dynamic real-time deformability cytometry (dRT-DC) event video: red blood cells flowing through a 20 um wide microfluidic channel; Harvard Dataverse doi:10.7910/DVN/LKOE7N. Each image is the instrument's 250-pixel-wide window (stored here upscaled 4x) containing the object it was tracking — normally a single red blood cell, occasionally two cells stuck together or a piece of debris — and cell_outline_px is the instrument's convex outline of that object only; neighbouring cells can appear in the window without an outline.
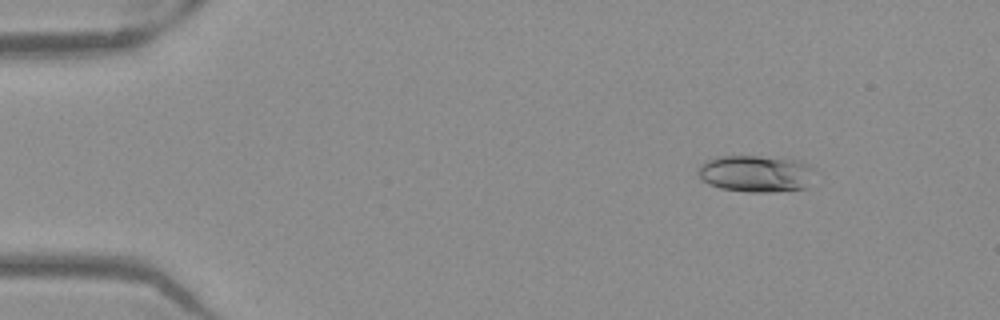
{"species": "Egyptian fruit bat (a non-hibernating species)", "species_latin": "Rousettus aegyptiacus", "temperature_condition": "warm", "stored_images_in_passage": 46, "camera_frame_rate_fps": 3000, "um_per_image_px": 0.085, "frame": {"image": 1, "passage_image": 1, "time_ms": 0.0, "image_size_px": [1000, 320], "cell_outline_px": [[816, 172], [808, 188], [772, 192], [748, 192], [720, 188], [708, 184], [700, 176], [700, 164], [708, 160], [720, 156], [760, 156], [800, 160], [816, 168]], "centroid_in_image_um": [64.35, 14.76], "position_along_channel_um": 20.6, "area_um2": 25.32}}
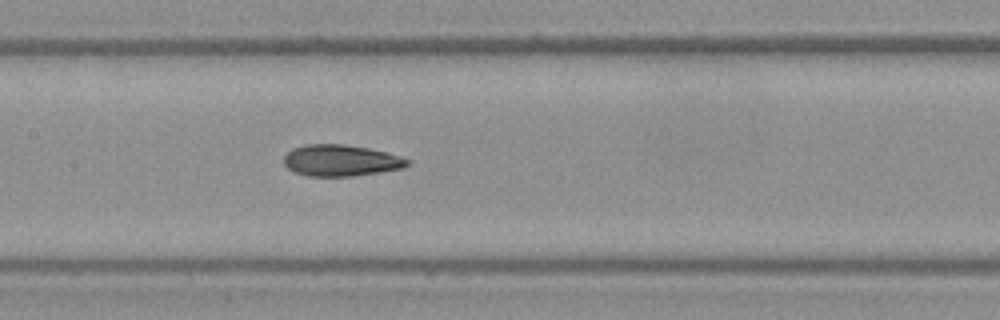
{"frame": {"image": 2, "passage_image": 20, "time_ms": 6.333, "image_size_px": [1000, 320], "cell_outline_px": [[412, 164], [404, 168], [380, 172], [352, 176], [308, 176], [292, 172], [284, 164], [284, 156], [292, 148], [304, 144], [344, 144], [368, 148], [400, 156], [412, 160]], "centroid_in_image_um": [28.98, 13.64], "position_along_channel_um": 178.4, "area_um2": 22.83}}
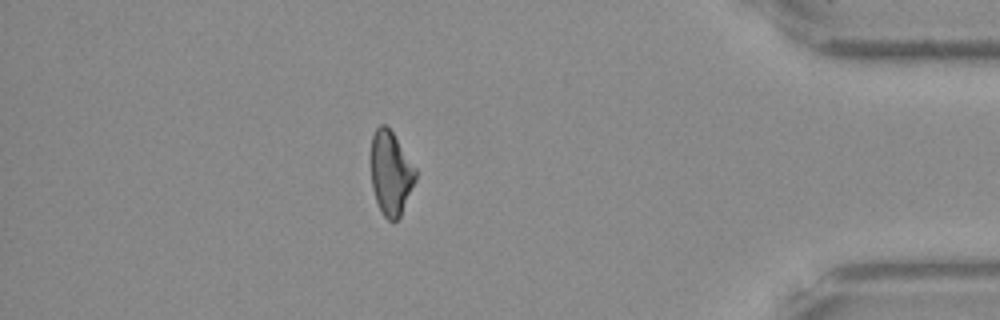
{"frame": {"image": 3, "passage_image": 40, "time_ms": 13.0, "image_size_px": [1000, 320], "cell_outline_px": [[416, 180], [400, 216], [396, 220], [388, 220], [384, 216], [376, 200], [372, 188], [372, 136], [376, 128], [380, 124], [384, 124], [392, 132], [416, 168]], "centroid_in_image_um": [33.23, 14.71], "position_along_channel_um": 402.0, "area_um2": 21.39}, "authors_computed_cell_mechanics": {"area_um2": 22.831, "velocity_mm_per_s": 3.941, "shape_relaxation_time_tau1_ms": null, "shape_relaxation_time_tau2_ms": 2.6212, "deformation_change_tau1": null, "deformation_change_tau2": 0.0969}}